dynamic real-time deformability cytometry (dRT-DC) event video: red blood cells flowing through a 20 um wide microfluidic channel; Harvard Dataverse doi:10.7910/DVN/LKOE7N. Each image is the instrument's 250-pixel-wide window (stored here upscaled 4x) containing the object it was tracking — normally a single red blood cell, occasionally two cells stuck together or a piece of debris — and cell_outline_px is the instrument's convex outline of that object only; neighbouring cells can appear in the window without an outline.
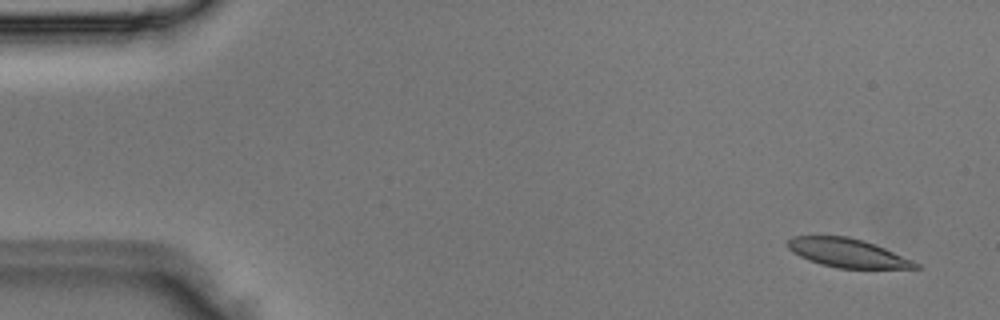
{"species": "Egyptian fruit bat (a non-hibernating species)", "species_latin": "Rousettus aegyptiacus", "temperature_condition": "room temperature", "stored_images_in_passage": 4, "camera_frame_rate_fps": 3000, "um_per_image_px": 0.085, "animal": {"sex": "male"}, "frame": {"image": 1, "passage_image": 1, "time_ms": 0.0, "image_size_px": [1000, 320], "cell_outline_px": [[920, 268], [836, 268], [820, 264], [808, 260], [792, 252], [788, 248], [788, 240], [792, 236], [848, 236], [864, 240], [876, 244], [912, 260], [920, 264]], "centroid_in_image_um": [72.03, 21.49], "position_along_channel_um": 13.0, "area_um2": 21.39}}